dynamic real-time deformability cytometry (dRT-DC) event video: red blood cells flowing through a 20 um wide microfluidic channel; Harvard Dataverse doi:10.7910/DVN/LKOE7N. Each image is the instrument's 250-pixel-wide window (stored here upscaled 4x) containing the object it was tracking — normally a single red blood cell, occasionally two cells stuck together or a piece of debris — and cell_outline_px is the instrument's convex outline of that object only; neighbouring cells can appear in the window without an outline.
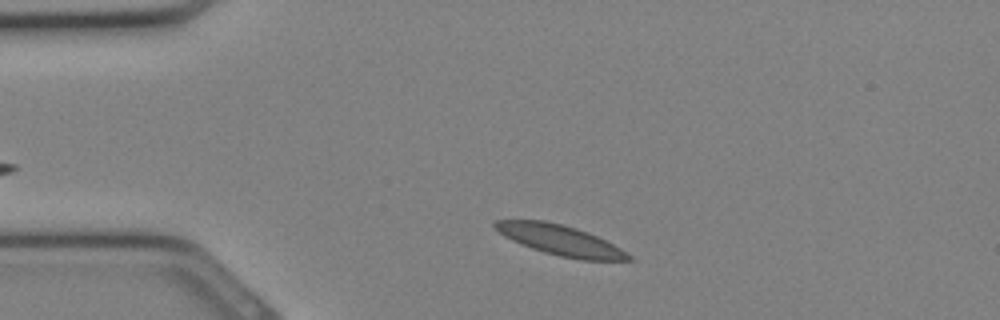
{"species": "Egyptian fruit bat (a non-hibernating species)", "species_latin": "Rousettus aegyptiacus", "temperature_condition": "cold", "stored_images_in_passage": 25, "camera_frame_rate_fps": 3000, "um_per_image_px": 0.085, "animal": {"sex": "female"}, "frame": {"image": 1, "passage_image": 3, "time_ms": 0.667, "image_size_px": [1000, 320], "cell_outline_px": [[636, 260], [580, 260], [560, 256], [544, 252], [532, 248], [512, 240], [504, 236], [492, 224], [496, 220], [544, 220], [576, 228], [588, 232], [620, 248], [632, 256]], "centroid_in_image_um": [47.63, 20.42], "position_along_channel_um": 37.4, "area_um2": 23.24}}
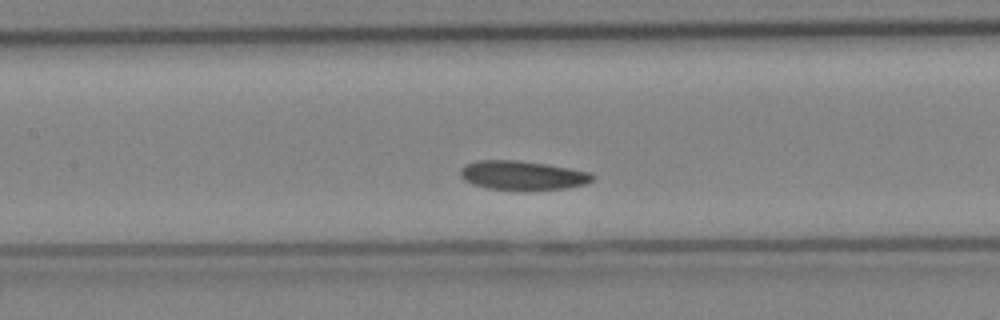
{"frame": {"image": 2, "passage_image": 11, "time_ms": 3.333, "image_size_px": [1000, 320], "cell_outline_px": [[596, 176], [592, 180], [584, 184], [568, 188], [528, 192], [488, 188], [472, 184], [464, 180], [460, 176], [460, 168], [464, 164], [476, 160], [516, 160], [544, 164], [568, 168], [588, 172]], "centroid_in_image_um": [44.37, 14.93], "position_along_channel_um": 163.0, "area_um2": 22.89}}
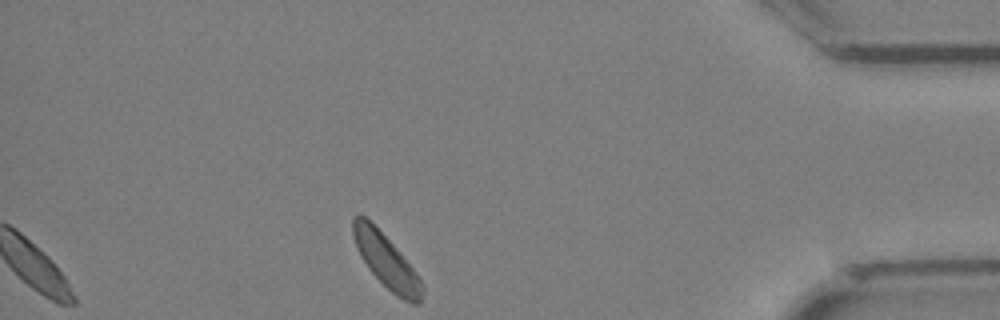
{"frame": {"image": 3, "passage_image": 25, "time_ms": 8.0, "image_size_px": [1000, 320], "cell_outline_px": [[424, 292], [420, 300], [416, 304], [412, 304], [396, 296], [368, 268], [360, 256], [356, 248], [352, 236], [352, 216], [364, 216], [396, 248], [416, 272], [424, 288]], "centroid_in_image_um": [32.82, 22.21], "position_along_channel_um": 402.4, "area_um2": 21.1}}